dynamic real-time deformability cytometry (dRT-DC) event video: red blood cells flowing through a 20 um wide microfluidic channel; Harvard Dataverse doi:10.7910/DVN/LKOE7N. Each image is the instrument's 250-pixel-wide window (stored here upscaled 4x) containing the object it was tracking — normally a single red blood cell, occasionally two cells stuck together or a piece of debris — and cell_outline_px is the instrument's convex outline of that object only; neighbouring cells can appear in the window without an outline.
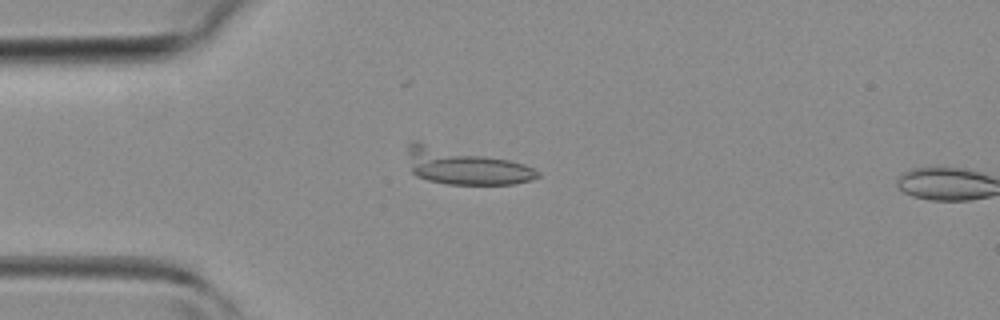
{"species": "common noctule bat (a hibernating species)", "species_latin": "Nyctalus noctula", "temperature_condition": "room temperature", "stored_images_in_passage": 11, "camera_frame_rate_fps": 3000, "um_per_image_px": 0.085, "animal": {"sex": "female", "body_mass_g": 19.3, "forearm_length_mm": 54.1}, "frame": {"image": 1, "passage_image": 10, "time_ms": 3.0, "image_size_px": [1000, 320], "cell_outline_px": [[540, 176], [528, 180], [512, 184], [448, 184], [428, 180], [416, 176], [412, 172], [408, 152], [408, 144], [412, 140], [420, 140], [508, 160], [524, 164], [540, 172]], "centroid_in_image_um": [39.45, 14.11], "position_along_channel_um": 45.5, "area_um2": 27.28}}